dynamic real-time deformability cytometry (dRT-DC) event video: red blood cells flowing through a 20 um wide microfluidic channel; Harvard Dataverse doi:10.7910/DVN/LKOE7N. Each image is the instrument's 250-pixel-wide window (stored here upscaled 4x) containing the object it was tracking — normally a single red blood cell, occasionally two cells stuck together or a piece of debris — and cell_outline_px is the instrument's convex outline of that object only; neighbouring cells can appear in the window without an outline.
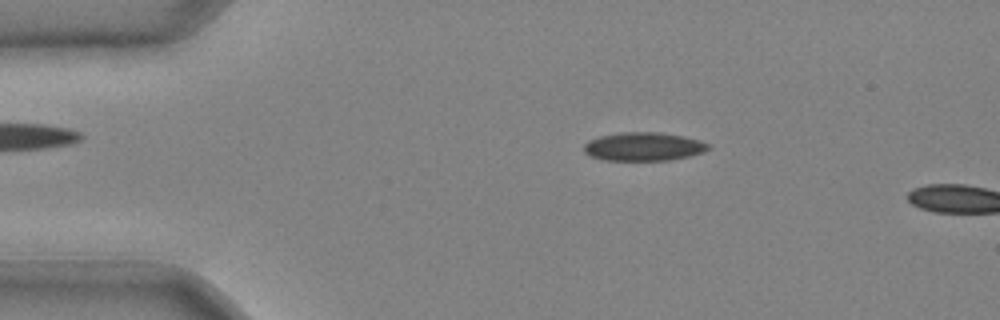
{"species": "common noctule bat (a hibernating species)", "species_latin": "Nyctalus noctula", "temperature_condition": "cold", "stored_images_in_passage": 3, "camera_frame_rate_fps": 3000, "um_per_image_px": 0.085, "animal": {"sex": "male", "body_mass_g": 20.4}, "frame": {"image": 1, "passage_image": 1, "time_ms": 0.0, "image_size_px": [1000, 320], "cell_outline_px": [[712, 148], [704, 152], [688, 156], [668, 160], [604, 160], [588, 156], [584, 152], [584, 144], [588, 140], [600, 136], [620, 132], [656, 132], [684, 136], [700, 140], [708, 144]], "centroid_in_image_um": [54.69, 12.46], "position_along_channel_um": 30.3, "area_um2": 20.75}}